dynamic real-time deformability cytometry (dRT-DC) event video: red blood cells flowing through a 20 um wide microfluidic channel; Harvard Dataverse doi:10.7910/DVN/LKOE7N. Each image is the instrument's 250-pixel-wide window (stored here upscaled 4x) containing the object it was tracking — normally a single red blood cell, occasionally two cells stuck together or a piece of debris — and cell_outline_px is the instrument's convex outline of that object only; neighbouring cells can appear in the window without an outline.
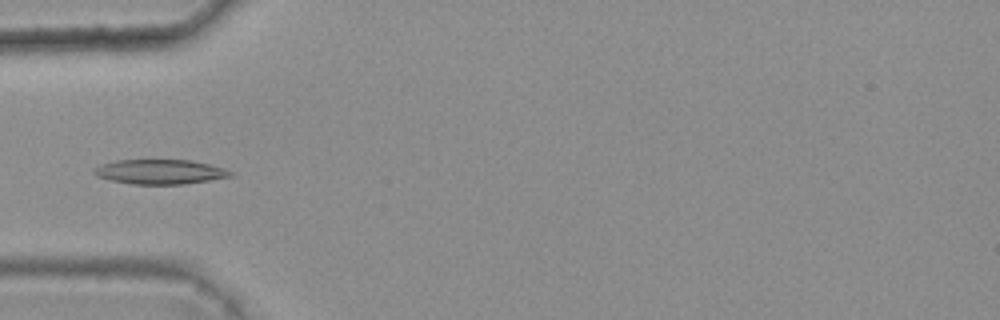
{"species": "common noctule bat (a hibernating species)", "species_latin": "Nyctalus noctula", "temperature_condition": "warm", "stored_images_in_passage": 2, "camera_frame_rate_fps": 3000, "um_per_image_px": 0.085, "animal": {"sex": "female", "body_mass_g": 25.1}, "frame": {"image": 1, "passage_image": 2, "time_ms": 0.333, "image_size_px": [1000, 320], "cell_outline_px": [[236, 176], [184, 184], [132, 184], [108, 180], [96, 176], [92, 172], [92, 168], [100, 164], [116, 160], [192, 160], [224, 168], [236, 172]], "centroid_in_image_um": [13.61, 14.6], "position_along_channel_um": 71.4, "area_um2": 19.94}}